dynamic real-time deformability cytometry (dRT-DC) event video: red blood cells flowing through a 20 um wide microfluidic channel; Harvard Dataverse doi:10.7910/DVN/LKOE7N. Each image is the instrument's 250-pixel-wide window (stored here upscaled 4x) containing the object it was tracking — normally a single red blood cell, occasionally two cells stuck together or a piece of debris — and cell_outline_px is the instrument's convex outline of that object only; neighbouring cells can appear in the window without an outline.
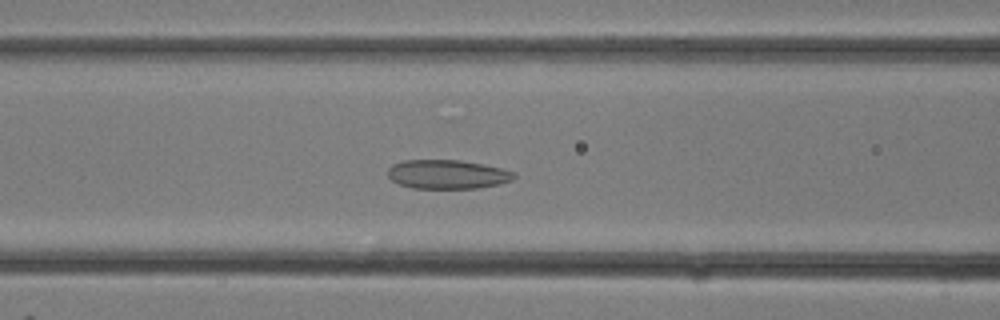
{"species": "common noctule bat (a hibernating species)", "species_latin": "Nyctalus noctula", "temperature_condition": "room temperature", "stored_images_in_passage": 15, "camera_frame_rate_fps": 3000, "um_per_image_px": 0.085, "animal": {"sex": "female"}, "frame": {"image": 1, "passage_image": 11, "time_ms": 3.333, "image_size_px": [1000, 320], "cell_outline_px": [[516, 176], [512, 180], [500, 184], [476, 188], [412, 188], [400, 184], [392, 180], [388, 176], [388, 168], [392, 164], [404, 160], [460, 160], [484, 164], [516, 172]], "centroid_in_image_um": [38.04, 14.81], "position_along_channel_um": 128.6, "area_um2": 21.39}}
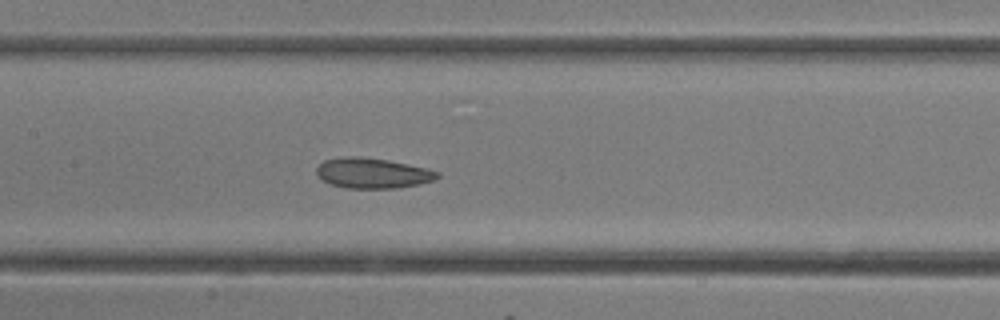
{"frame": {"image": 2, "passage_image": 13, "time_ms": 4.0, "image_size_px": [1000, 320], "cell_outline_px": [[440, 176], [432, 180], [416, 184], [396, 188], [344, 188], [320, 180], [316, 176], [316, 168], [324, 160], [344, 156], [360, 156], [388, 160], [428, 168], [440, 172]], "centroid_in_image_um": [31.62, 14.71], "position_along_channel_um": 175.8, "area_um2": 21.44}}
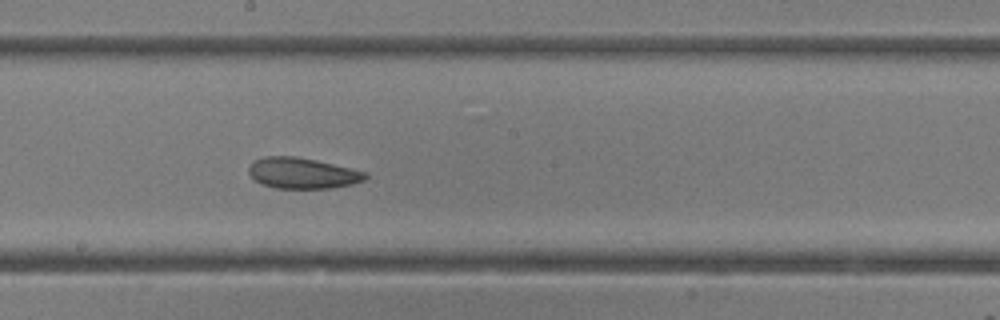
{"frame": {"image": 3, "passage_image": 15, "time_ms": 4.667, "image_size_px": [1000, 320], "cell_outline_px": [[368, 176], [364, 180], [352, 184], [332, 188], [276, 188], [260, 184], [248, 172], [248, 168], [256, 160], [264, 156], [296, 156], [316, 160], [352, 168], [368, 172]], "centroid_in_image_um": [25.74, 14.72], "position_along_channel_um": 222.5, "area_um2": 20.98}}